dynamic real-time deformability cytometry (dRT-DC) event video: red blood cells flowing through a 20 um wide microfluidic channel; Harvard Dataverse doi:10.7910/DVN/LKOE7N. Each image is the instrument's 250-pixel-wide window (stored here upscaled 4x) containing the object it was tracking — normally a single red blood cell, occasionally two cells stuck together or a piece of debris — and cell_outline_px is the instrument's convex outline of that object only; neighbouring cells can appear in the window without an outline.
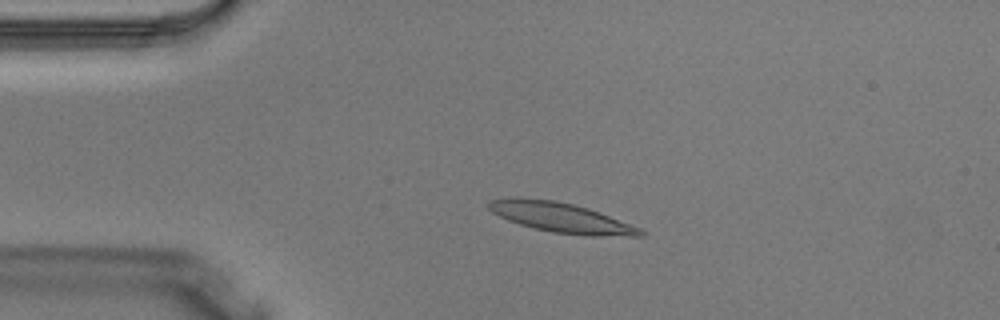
{"species": "Egyptian fruit bat (a non-hibernating species)", "species_latin": "Rousettus aegyptiacus", "temperature_condition": "warm", "stored_images_in_passage": 3, "camera_frame_rate_fps": 3000, "um_per_image_px": 0.085, "animal": {"sex": "male"}, "frame": {"image": 1, "passage_image": 3, "time_ms": 0.667, "image_size_px": [1000, 320], "cell_outline_px": [[648, 232], [644, 236], [584, 236], [552, 232], [532, 228], [508, 220], [492, 212], [488, 208], [488, 200], [512, 196], [516, 196], [556, 200], [588, 208], [600, 212], [640, 228]], "centroid_in_image_um": [47.68, 18.48], "position_along_channel_um": 37.3, "area_um2": 26.82}}